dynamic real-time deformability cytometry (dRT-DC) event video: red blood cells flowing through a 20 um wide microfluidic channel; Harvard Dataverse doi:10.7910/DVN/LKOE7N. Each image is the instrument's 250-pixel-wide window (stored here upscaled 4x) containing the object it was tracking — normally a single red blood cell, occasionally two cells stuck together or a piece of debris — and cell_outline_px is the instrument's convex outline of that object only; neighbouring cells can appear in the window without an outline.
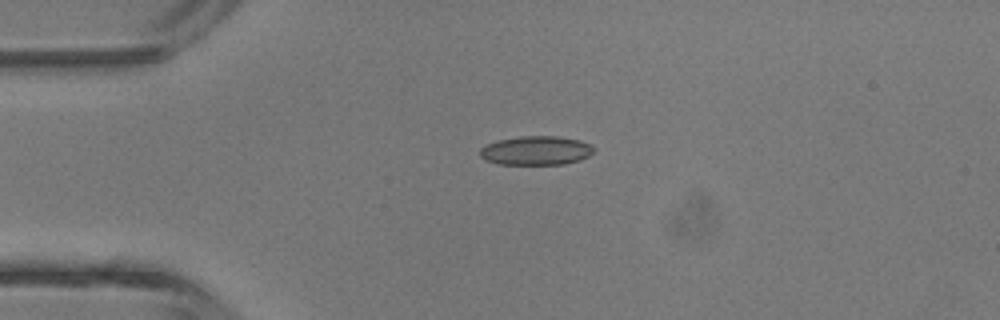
{"species": "common noctule bat (a hibernating species)", "species_latin": "Nyctalus noctula", "temperature_condition": "room temperature", "stored_images_in_passage": 4, "camera_frame_rate_fps": 3000, "um_per_image_px": 0.085, "animal": {"sex": "male", "body_mass_g": 13.3}, "frame": {"image": 1, "passage_image": 4, "time_ms": 3.333, "image_size_px": [1000, 320], "cell_outline_px": [[596, 148], [588, 156], [580, 160], [564, 164], [496, 164], [484, 160], [480, 156], [480, 148], [488, 144], [500, 140], [520, 136], [556, 136], [580, 140]], "centroid_in_image_um": [45.55, 12.8], "position_along_channel_um": 39.4, "area_um2": 19.19}}